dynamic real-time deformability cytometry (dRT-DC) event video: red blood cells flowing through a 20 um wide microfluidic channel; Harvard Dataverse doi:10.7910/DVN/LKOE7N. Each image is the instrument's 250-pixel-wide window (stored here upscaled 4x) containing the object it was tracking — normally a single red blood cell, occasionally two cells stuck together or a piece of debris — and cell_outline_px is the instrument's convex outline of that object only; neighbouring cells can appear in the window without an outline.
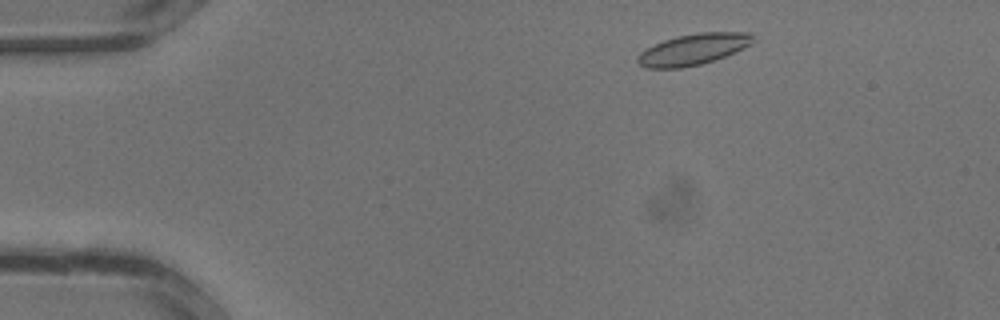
{"species": "common noctule bat (a hibernating species)", "species_latin": "Nyctalus noctula", "temperature_condition": "warm", "stored_images_in_passage": 31, "camera_frame_rate_fps": 3000, "um_per_image_px": 0.085, "animal": {"sex": "male", "body_mass_g": 13.3}, "frame": {"image": 1, "passage_image": 3, "time_ms": 0.667, "image_size_px": [1000, 320], "cell_outline_px": [[756, 40], [744, 48], [736, 52], [700, 64], [680, 68], [644, 68], [636, 60], [640, 52], [664, 40], [676, 36], [700, 32], [752, 32], [756, 36]], "centroid_in_image_um": [58.97, 4.18], "position_along_channel_um": 26.0, "area_um2": 20.92}}
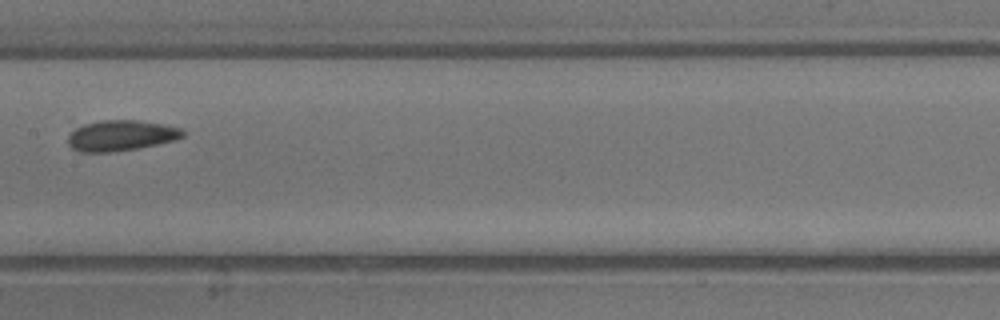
{"frame": {"image": 2, "passage_image": 15, "time_ms": 4.667, "image_size_px": [1000, 320], "cell_outline_px": [[184, 136], [176, 140], [140, 148], [112, 152], [80, 152], [72, 148], [68, 144], [68, 136], [76, 128], [84, 124], [104, 120], [136, 120], [160, 124], [180, 128], [184, 132]], "centroid_in_image_um": [10.28, 11.53], "position_along_channel_um": 197.1, "area_um2": 20.4}}
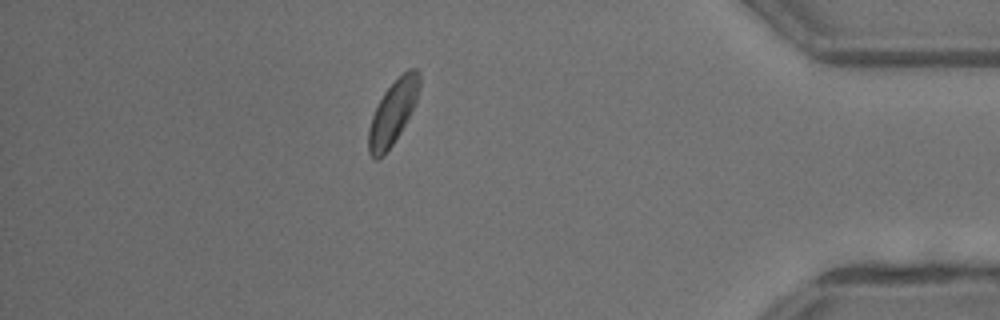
{"frame": {"image": 3, "passage_image": 27, "time_ms": 8.667, "image_size_px": [1000, 320], "cell_outline_px": [[420, 84], [416, 100], [400, 132], [392, 144], [376, 160], [368, 152], [368, 128], [372, 116], [384, 92], [408, 68], [416, 68], [420, 72]], "centroid_in_image_um": [33.39, 9.52], "position_along_channel_um": 401.8, "area_um2": 18.26}}